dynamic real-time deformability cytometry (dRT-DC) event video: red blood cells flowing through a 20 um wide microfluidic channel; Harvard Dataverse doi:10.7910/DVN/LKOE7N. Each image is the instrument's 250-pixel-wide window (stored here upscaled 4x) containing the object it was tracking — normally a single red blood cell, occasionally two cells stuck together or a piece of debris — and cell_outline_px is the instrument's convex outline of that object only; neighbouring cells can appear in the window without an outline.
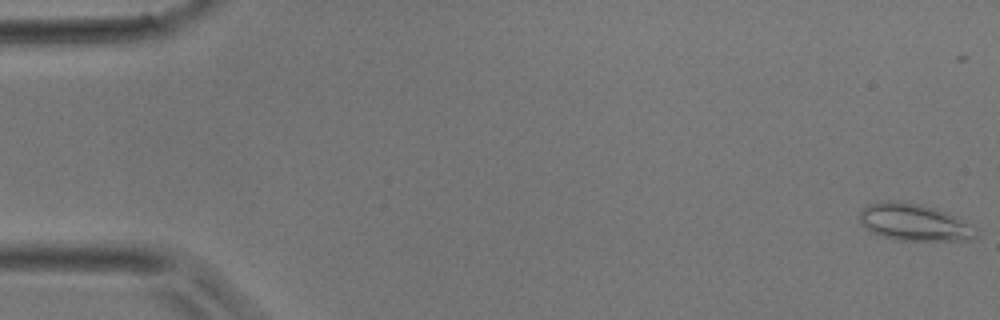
{"species": "common noctule bat (a hibernating species)", "species_latin": "Nyctalus noctula", "temperature_condition": "room temperature", "stored_images_in_passage": 46, "camera_frame_rate_fps": 3000, "um_per_image_px": 0.085, "animal": {"sex": "male", "body_mass_g": 17.9}, "frame": {"image": 1, "passage_image": 1, "time_ms": 0.0, "image_size_px": [1000, 320], "cell_outline_px": [[980, 232], [976, 240], [892, 240], [868, 232], [860, 220], [860, 212], [868, 204], [884, 200], [896, 200], [920, 204], [936, 208], [948, 212], [956, 216], [976, 228]], "centroid_in_image_um": [77.73, 18.9], "position_along_channel_um": 7.3, "area_um2": 25.61}}
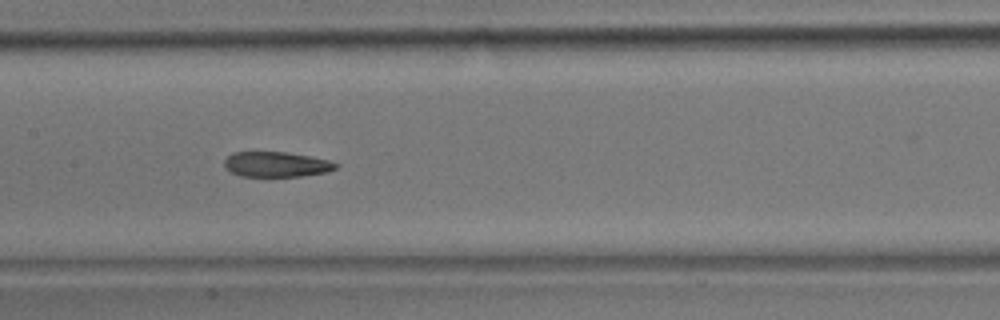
{"frame": {"image": 2, "passage_image": 22, "time_ms": 7.0, "image_size_px": [1000, 320], "cell_outline_px": [[340, 164], [336, 168], [328, 172], [300, 176], [240, 176], [224, 168], [224, 160], [232, 152], [284, 152], [308, 156], [328, 160]], "centroid_in_image_um": [23.47, 13.97], "position_along_channel_um": 183.9, "area_um2": 16.3}}
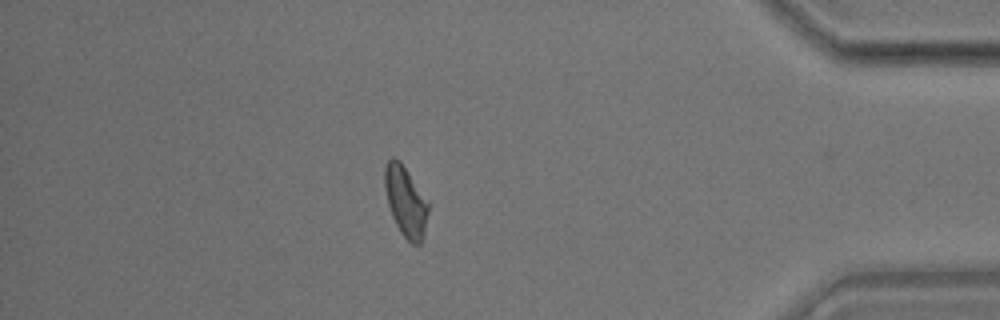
{"frame": {"image": 3, "passage_image": 39, "time_ms": 12.667, "image_size_px": [1000, 320], "cell_outline_px": [[428, 212], [424, 236], [420, 244], [412, 244], [400, 232], [392, 216], [388, 204], [384, 188], [384, 168], [388, 160], [392, 156], [396, 156], [400, 160], [428, 200]], "centroid_in_image_um": [34.47, 17.09], "position_along_channel_um": 400.7, "area_um2": 18.03}}